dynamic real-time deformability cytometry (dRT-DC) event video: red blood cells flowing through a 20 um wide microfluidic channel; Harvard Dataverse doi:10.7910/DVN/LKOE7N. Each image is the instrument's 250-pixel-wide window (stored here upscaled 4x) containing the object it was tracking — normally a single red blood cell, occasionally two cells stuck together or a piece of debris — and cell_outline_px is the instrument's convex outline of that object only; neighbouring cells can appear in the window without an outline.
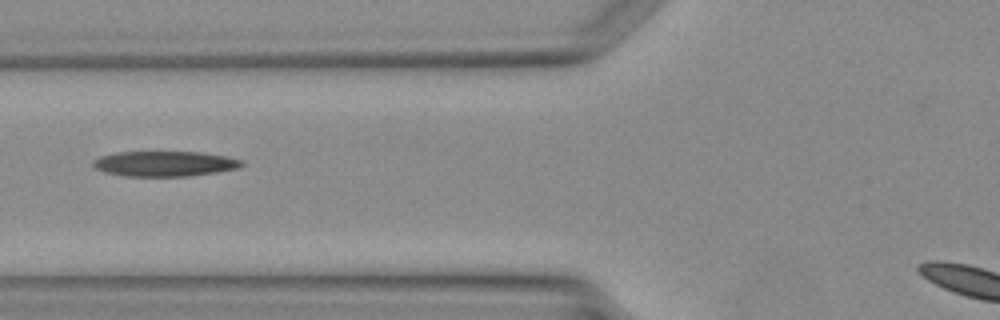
{"species": "Egyptian fruit bat (a non-hibernating species)", "species_latin": "Rousettus aegyptiacus", "temperature_condition": "warm", "stored_images_in_passage": 4, "camera_frame_rate_fps": 3000, "um_per_image_px": 0.085, "animal": {"sex": "female"}, "frame": {"image": 1, "passage_image": 4, "time_ms": 3.667, "image_size_px": [1000, 320], "cell_outline_px": [[244, 164], [240, 168], [216, 172], [188, 176], [124, 176], [104, 172], [92, 168], [92, 160], [100, 156], [116, 152], [200, 152], [224, 156], [240, 160]], "centroid_in_image_um": [13.93, 13.92], "position_along_channel_um": 111.9, "area_um2": 21.91}}